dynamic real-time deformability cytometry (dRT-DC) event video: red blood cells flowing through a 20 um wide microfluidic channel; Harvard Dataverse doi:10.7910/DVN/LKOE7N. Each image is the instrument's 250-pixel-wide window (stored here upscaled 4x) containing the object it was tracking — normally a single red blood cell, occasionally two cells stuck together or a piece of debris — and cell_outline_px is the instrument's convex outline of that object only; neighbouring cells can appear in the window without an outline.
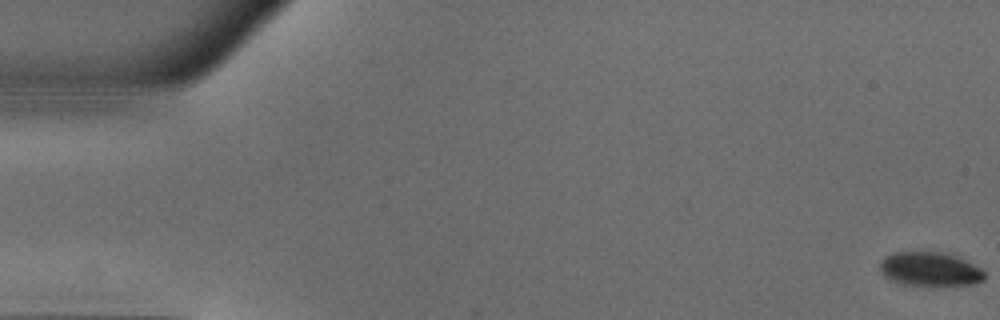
{"species": "common noctule bat (a hibernating species)", "species_latin": "Nyctalus noctula", "temperature_condition": "warm", "stored_images_in_passage": 51, "camera_frame_rate_fps": 3000, "um_per_image_px": 0.085, "animal": {"sex": "male", "body_mass_g": 18.8}, "frame": {"image": 1, "passage_image": 1, "time_ms": 0.0, "image_size_px": [1000, 320], "cell_outline_px": [[984, 280], [976, 284], [904, 284], [892, 280], [884, 276], [880, 272], [880, 264], [884, 256], [892, 252], [940, 252], [956, 256], [980, 268], [984, 272]], "centroid_in_image_um": [79.01, 22.85], "position_along_channel_um": 6.0, "area_um2": 20.29}}
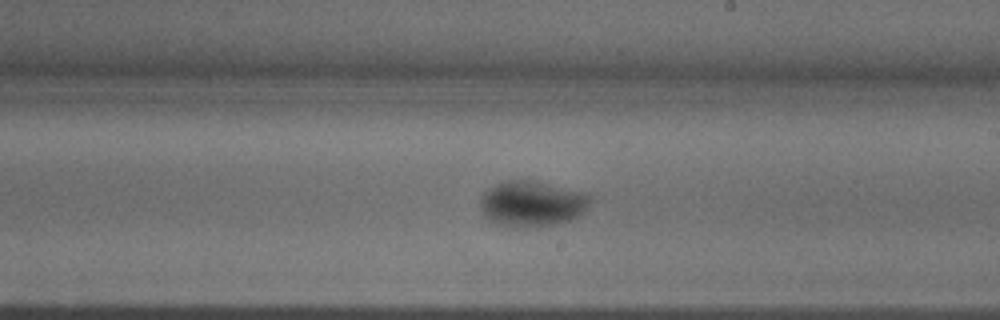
{"frame": {"image": 2, "passage_image": 30, "time_ms": 9.667, "image_size_px": [1000, 320], "cell_outline_px": [[588, 204], [584, 212], [580, 216], [556, 224], [520, 228], [516, 228], [496, 224], [488, 220], [484, 216], [480, 208], [480, 200], [484, 192], [488, 188], [504, 180], [532, 180], [584, 192], [588, 196]], "centroid_in_image_um": [45.16, 17.32], "position_along_channel_um": 243.8, "area_um2": 29.3}}
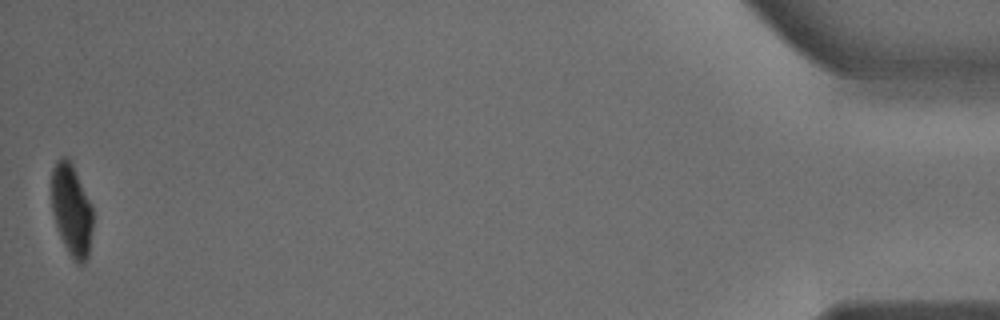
{"frame": {"image": 3, "passage_image": 51, "time_ms": 16.667, "image_size_px": [1000, 320], "cell_outline_px": [[92, 228], [88, 256], [84, 264], [76, 264], [72, 260], [60, 236], [52, 212], [52, 168], [56, 160], [60, 156], [68, 156], [72, 160], [92, 204]], "centroid_in_image_um": [6.09, 17.8], "position_along_channel_um": 429.1, "area_um2": 22.6}, "authors_computed_cell_mechanics": {"area_um2": 26.0678, "velocity_mm_per_s": 3.986, "shape_relaxation_time_tau1_ms": 4.1925, "shape_relaxation_time_tau2_ms": null, "deformation_change_tau1": 0.1428, "deformation_change_tau2": null}}